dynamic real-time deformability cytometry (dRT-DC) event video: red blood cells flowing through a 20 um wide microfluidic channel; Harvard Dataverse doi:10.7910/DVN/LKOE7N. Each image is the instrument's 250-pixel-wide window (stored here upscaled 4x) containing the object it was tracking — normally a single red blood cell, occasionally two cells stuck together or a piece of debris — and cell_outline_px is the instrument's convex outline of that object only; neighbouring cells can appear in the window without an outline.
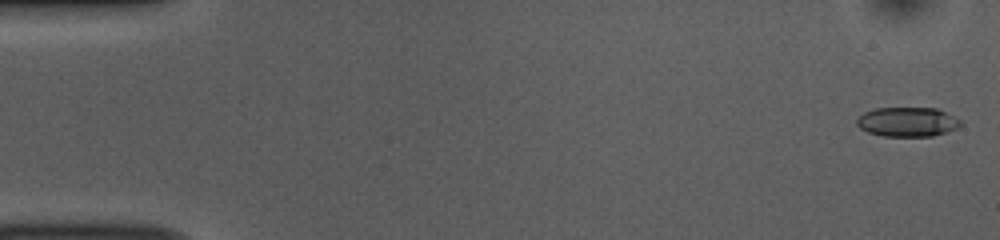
{"species": "common noctule bat (a hibernating species)", "species_latin": "Nyctalus noctula", "temperature_condition": "room temperature", "stored_images_in_passage": 51, "camera_frame_rate_fps": 3000, "um_per_image_px": 0.085, "animal": {"sex": "female", "body_mass_g": 10.0, "forearm_length_mm": 53.1}, "frame": {"image": 1, "passage_image": 1, "time_ms": 0.0, "image_size_px": [1000, 240], "cell_outline_px": [[960, 124], [956, 128], [932, 136], [884, 136], [868, 132], [860, 128], [856, 124], [856, 120], [864, 112], [876, 108], [936, 108], [960, 120]], "centroid_in_image_um": [77.08, 10.36], "position_along_channel_um": 7.9, "area_um2": 17.51}}
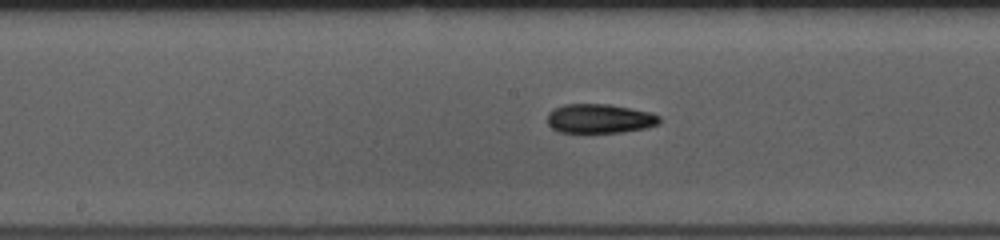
{"frame": {"image": 2, "passage_image": 26, "time_ms": 8.333, "image_size_px": [1000, 240], "cell_outline_px": [[660, 124], [648, 128], [624, 132], [560, 132], [552, 128], [548, 124], [548, 112], [552, 108], [564, 104], [608, 104], [652, 112], [660, 116]], "centroid_in_image_um": [50.99, 10.08], "position_along_channel_um": 197.2, "area_um2": 19.31}}
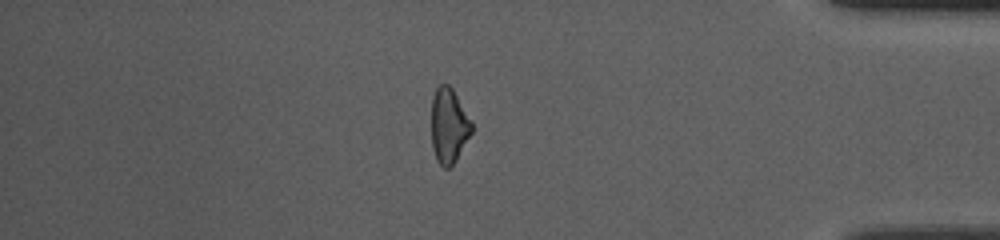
{"frame": {"image": 3, "passage_image": 44, "time_ms": 14.333, "image_size_px": [1000, 240], "cell_outline_px": [[472, 132], [456, 160], [448, 168], [444, 168], [436, 160], [432, 148], [432, 96], [436, 88], [440, 84], [448, 84], [452, 88], [472, 120]], "centroid_in_image_um": [38.15, 10.67], "position_along_channel_um": 397.1, "area_um2": 17.63}, "authors_computed_cell_mechanics": {"area_um2": 18.5538, "velocity_mm_per_s": 3.8751, "shape_relaxation_time_tau1_ms": 4.1161, "shape_relaxation_time_tau2_ms": 5.2001, "deformation_change_tau1": 0.1422, "deformation_change_tau2": 0.1354}}